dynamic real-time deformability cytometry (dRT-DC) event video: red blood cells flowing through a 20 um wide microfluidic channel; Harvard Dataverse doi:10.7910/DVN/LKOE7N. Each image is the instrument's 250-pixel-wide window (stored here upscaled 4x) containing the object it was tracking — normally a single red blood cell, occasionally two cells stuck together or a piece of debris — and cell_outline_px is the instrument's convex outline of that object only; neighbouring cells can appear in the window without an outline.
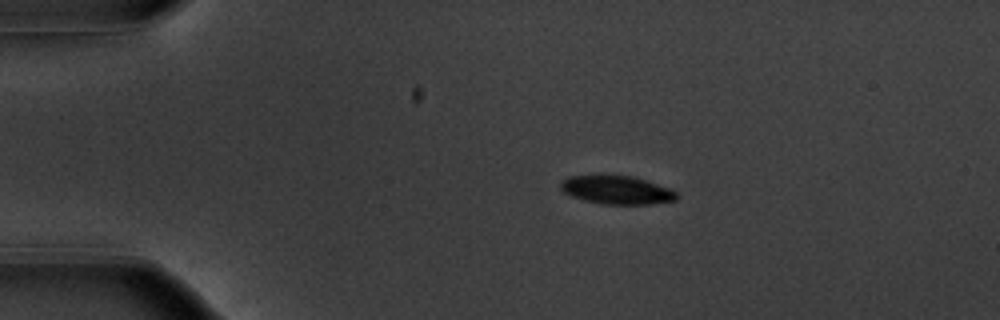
{"species": "common noctule bat (a hibernating species)", "species_latin": "Nyctalus noctula", "temperature_condition": "warm", "stored_images_in_passage": 47, "camera_frame_rate_fps": 3000, "um_per_image_px": 0.085, "animal": {"sex": "male", "body_mass_g": 20.1, "forearm_length_mm": 53.5}, "frame": {"image": 1, "passage_image": 3, "time_ms": 0.667, "image_size_px": [1000, 320], "cell_outline_px": [[680, 196], [676, 200], [652, 204], [604, 204], [584, 200], [572, 196], [564, 192], [560, 188], [560, 184], [568, 176], [600, 172], [632, 176], [668, 188], [676, 192]], "centroid_in_image_um": [52.37, 16.1], "position_along_channel_um": 32.6, "area_um2": 19.77}}
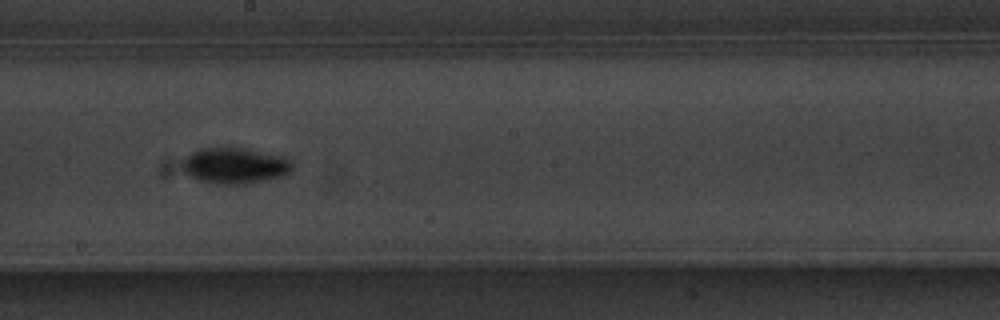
{"frame": {"image": 2, "passage_image": 23, "time_ms": 7.333, "image_size_px": [1000, 320], "cell_outline_px": [[292, 172], [284, 176], [248, 184], [216, 184], [200, 180], [188, 176], [184, 172], [184, 156], [200, 148], [240, 148], [280, 156], [292, 160]], "centroid_in_image_um": [19.97, 14.1], "position_along_channel_um": 228.2, "area_um2": 22.95}}
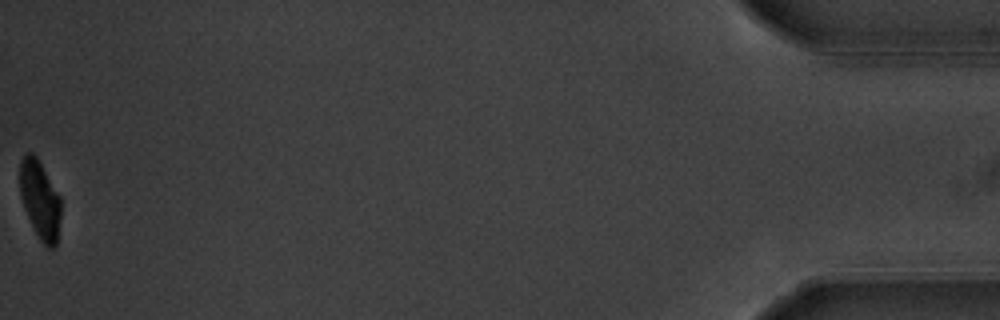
{"frame": {"image": 3, "passage_image": 47, "time_ms": 15.333, "image_size_px": [1000, 320], "cell_outline_px": [[60, 216], [56, 244], [52, 248], [48, 248], [40, 240], [32, 228], [24, 208], [20, 196], [20, 160], [28, 152], [32, 152], [36, 156], [60, 196]], "centroid_in_image_um": [3.38, 16.99], "position_along_channel_um": 431.8, "area_um2": 18.61}, "authors_computed_cell_mechanics": {"area_um2": 20.4612, "velocity_mm_per_s": 3.7185, "shape_relaxation_time_tau1_ms": 2.0293, "shape_relaxation_time_tau2_ms": null, "deformation_change_tau1": 0.1475, "deformation_change_tau2": null}}